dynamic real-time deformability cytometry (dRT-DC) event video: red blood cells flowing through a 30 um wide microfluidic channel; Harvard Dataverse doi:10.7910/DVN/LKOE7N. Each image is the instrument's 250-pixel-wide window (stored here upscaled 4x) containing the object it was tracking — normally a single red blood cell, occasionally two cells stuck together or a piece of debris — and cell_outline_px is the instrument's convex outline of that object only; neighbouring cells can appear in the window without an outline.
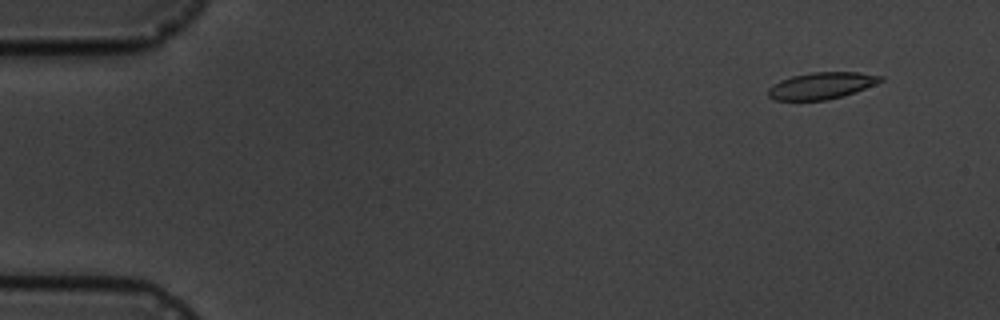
{"species": "common noctule bat (a hibernating species)", "species_latin": "Nyctalus noctula", "temperature_condition": "cold", "stored_images_in_passage": 9, "camera_frame_rate_fps": 3000, "um_per_image_px": 0.085, "animal": {"sex": "male", "body_mass_g": 19.5, "forearm_length_mm": 54.6}, "frame": {"image": 1, "passage_image": 1, "time_ms": 0.0, "image_size_px": [1000, 320], "cell_outline_px": [[884, 80], [844, 96], [828, 100], [776, 100], [768, 96], [768, 88], [772, 84], [780, 80], [792, 76], [812, 72], [860, 72], [884, 76]], "centroid_in_image_um": [69.82, 7.27], "position_along_channel_um": 15.2, "area_um2": 17.51}}
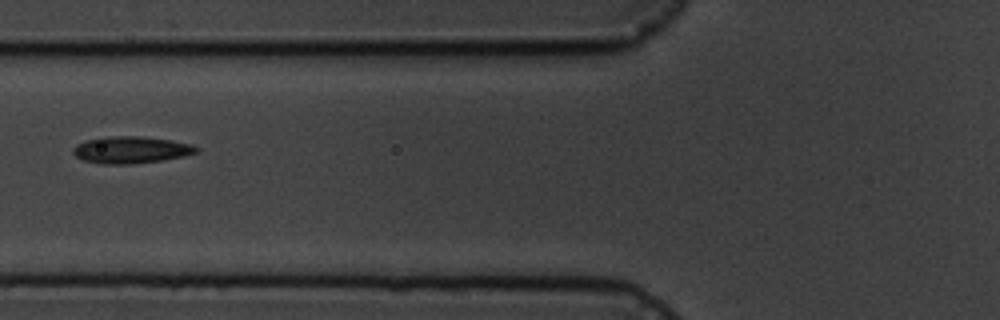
{"frame": {"image": 2, "passage_image": 6, "time_ms": 6.0, "image_size_px": [1000, 320], "cell_outline_px": [[200, 152], [184, 156], [164, 160], [132, 164], [100, 164], [84, 160], [76, 156], [72, 152], [72, 148], [76, 144], [84, 140], [104, 136], [140, 136], [168, 140], [192, 144], [200, 148]], "centroid_in_image_um": [11.13, 12.74], "position_along_channel_um": 114.7, "area_um2": 19.59}}
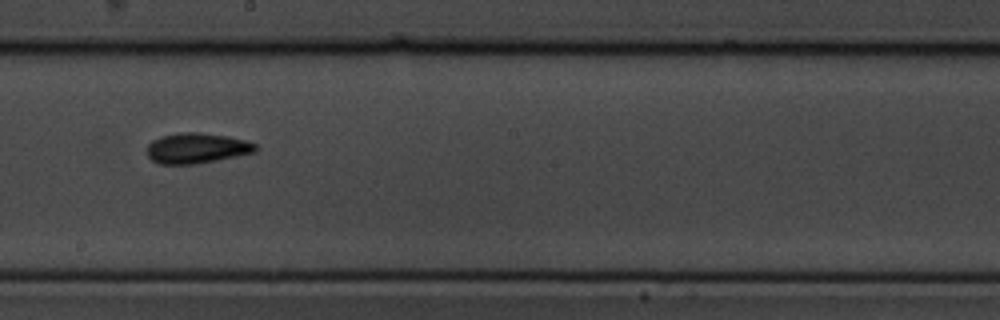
{"frame": {"image": 3, "passage_image": 9, "time_ms": 9.333, "image_size_px": [1000, 320], "cell_outline_px": [[260, 148], [256, 152], [196, 164], [160, 164], [152, 160], [148, 156], [148, 144], [152, 140], [160, 136], [180, 132], [200, 132], [228, 136], [244, 140], [256, 144]], "centroid_in_image_um": [16.73, 12.58], "position_along_channel_um": 231.5, "area_um2": 19.31}}